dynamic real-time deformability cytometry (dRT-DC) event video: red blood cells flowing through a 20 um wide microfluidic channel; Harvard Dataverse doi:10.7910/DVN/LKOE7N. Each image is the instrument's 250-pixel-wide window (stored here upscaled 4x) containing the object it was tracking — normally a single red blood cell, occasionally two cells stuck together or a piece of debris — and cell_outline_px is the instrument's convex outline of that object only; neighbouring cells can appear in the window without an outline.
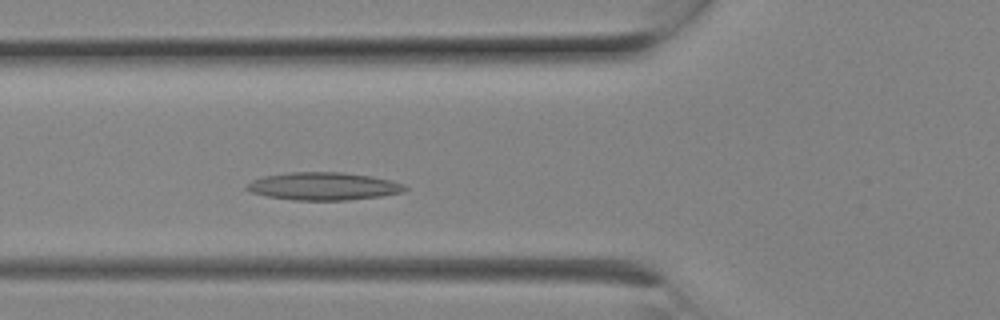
{"species": "Egyptian fruit bat (a non-hibernating species)", "species_latin": "Rousettus aegyptiacus", "temperature_condition": "room temperature", "stored_images_in_passage": 5, "camera_frame_rate_fps": 3000, "um_per_image_px": 0.085, "animal": {"sex": "female"}, "frame": {"image": 1, "passage_image": 5, "time_ms": 1.333, "image_size_px": [1000, 320], "cell_outline_px": [[408, 188], [404, 192], [380, 196], [348, 200], [292, 200], [268, 196], [252, 192], [244, 188], [252, 180], [264, 176], [288, 172], [344, 172], [372, 176], [392, 180], [404, 184]], "centroid_in_image_um": [27.53, 15.82], "position_along_channel_um": 98.3, "area_um2": 25.66}}